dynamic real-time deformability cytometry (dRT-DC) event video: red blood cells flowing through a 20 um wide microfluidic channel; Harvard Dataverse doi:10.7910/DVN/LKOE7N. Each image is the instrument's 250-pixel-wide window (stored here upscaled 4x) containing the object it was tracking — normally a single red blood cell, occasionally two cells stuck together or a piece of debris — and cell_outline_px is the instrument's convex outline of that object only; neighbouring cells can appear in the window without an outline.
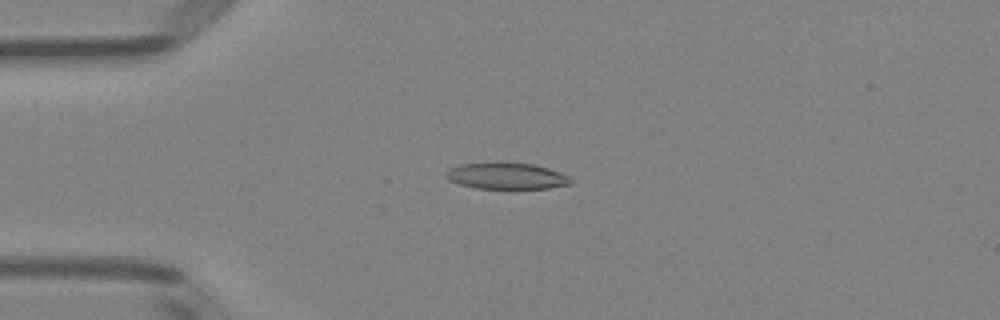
{"species": "Egyptian fruit bat (a non-hibernating species)", "species_latin": "Rousettus aegyptiacus", "temperature_condition": "room temperature", "stored_images_in_passage": 51, "camera_frame_rate_fps": 3000, "um_per_image_px": 0.085, "animal": {"sex": "female"}, "frame": {"image": 1, "passage_image": 13, "time_ms": 4.0, "image_size_px": [1000, 320], "cell_outline_px": [[572, 184], [548, 188], [476, 188], [460, 184], [448, 180], [444, 176], [444, 172], [448, 168], [460, 164], [500, 160], [532, 164], [548, 168], [560, 172], [568, 176], [572, 180]], "centroid_in_image_um": [42.99, 14.92], "position_along_channel_um": 42.0, "area_um2": 19.77}}
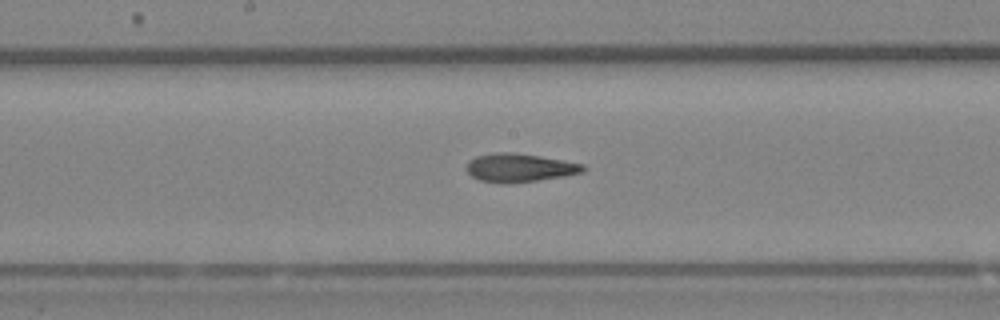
{"frame": {"image": 2, "passage_image": 27, "time_ms": 8.667, "image_size_px": [1000, 320], "cell_outline_px": [[588, 168], [584, 172], [564, 176], [508, 184], [500, 184], [480, 180], [472, 176], [464, 168], [468, 160], [476, 156], [496, 152], [512, 152], [540, 156], [564, 160], [584, 164]], "centroid_in_image_um": [44.15, 14.26], "position_along_channel_um": 204.1, "area_um2": 19.59}}
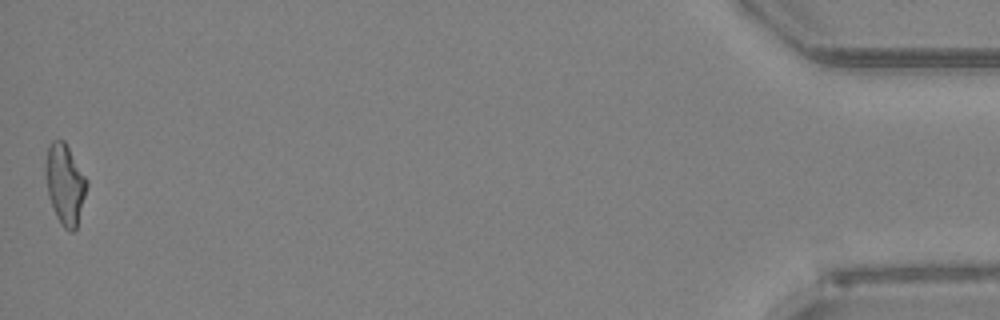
{"frame": {"image": 3, "passage_image": 51, "time_ms": 16.667, "image_size_px": [1000, 320], "cell_outline_px": [[88, 184], [76, 228], [72, 232], [68, 232], [60, 224], [56, 216], [48, 196], [44, 172], [44, 168], [48, 148], [52, 140], [64, 140], [88, 180]], "centroid_in_image_um": [5.51, 15.66], "position_along_channel_um": 429.7, "area_um2": 19.36}, "authors_computed_cell_mechanics": {"area_um2": 19.3052, "velocity_mm_per_s": 3.9941, "shape_relaxation_time_tau1_ms": 10.5299, "shape_relaxation_time_tau2_ms": 2.3807, "deformation_change_tau1": 0.2673, "deformation_change_tau2": 0.1127}}